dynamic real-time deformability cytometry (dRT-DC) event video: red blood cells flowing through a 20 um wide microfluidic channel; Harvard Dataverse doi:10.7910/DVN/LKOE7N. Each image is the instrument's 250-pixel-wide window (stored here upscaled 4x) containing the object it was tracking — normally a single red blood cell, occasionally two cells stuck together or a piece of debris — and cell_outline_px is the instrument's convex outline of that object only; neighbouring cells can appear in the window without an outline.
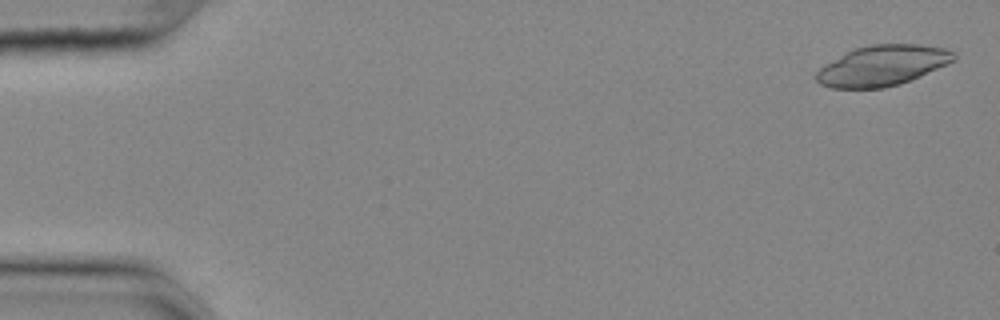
{"species": "common noctule bat (a hibernating species)", "species_latin": "Nyctalus noctula", "temperature_condition": "cold", "stored_images_in_passage": 55, "camera_frame_rate_fps": 3000, "um_per_image_px": 0.085, "animal": {"sex": "female", "body_mass_g": 25.1}, "frame": {"image": 1, "passage_image": 2, "time_ms": 0.333, "image_size_px": [1000, 320], "cell_outline_px": [[956, 60], [920, 76], [900, 84], [884, 88], [832, 88], [820, 84], [816, 80], [816, 72], [824, 64], [856, 48], [868, 44], [920, 44], [944, 48], [956, 52]], "centroid_in_image_um": [75.02, 5.57], "position_along_channel_um": 10.0, "area_um2": 32.37}}
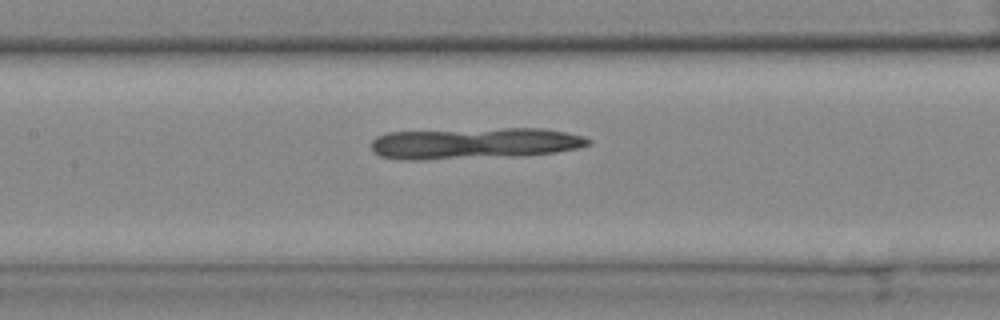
{"frame": {"image": 2, "passage_image": 26, "time_ms": 8.333, "image_size_px": [1000, 320], "cell_outline_px": [[592, 144], [576, 148], [556, 152], [524, 156], [424, 160], [400, 160], [380, 156], [372, 152], [372, 140], [376, 136], [388, 132], [504, 128], [544, 128], [584, 136], [592, 140]], "centroid_in_image_um": [40.32, 12.19], "position_along_channel_um": 167.1, "area_um2": 40.11}}
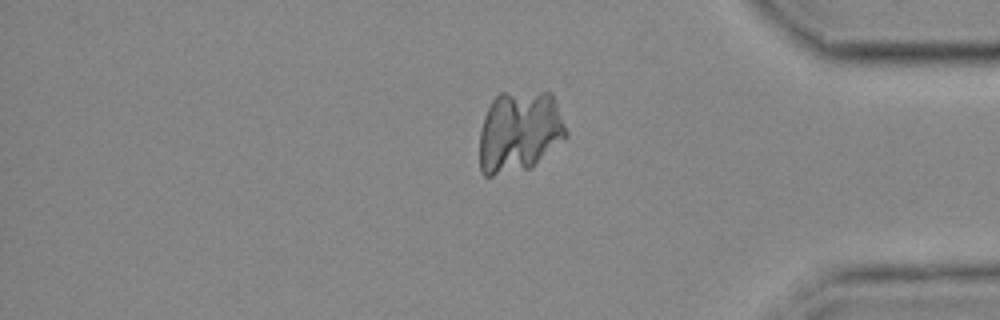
{"frame": {"image": 3, "passage_image": 46, "time_ms": 15.0, "image_size_px": [1000, 320], "cell_outline_px": [[568, 136], [532, 168], [492, 176], [484, 176], [480, 172], [480, 128], [484, 116], [492, 100], [500, 92], [552, 92], [568, 132]], "centroid_in_image_um": [44.15, 11.2], "position_along_channel_um": 391.0, "area_um2": 41.62}}